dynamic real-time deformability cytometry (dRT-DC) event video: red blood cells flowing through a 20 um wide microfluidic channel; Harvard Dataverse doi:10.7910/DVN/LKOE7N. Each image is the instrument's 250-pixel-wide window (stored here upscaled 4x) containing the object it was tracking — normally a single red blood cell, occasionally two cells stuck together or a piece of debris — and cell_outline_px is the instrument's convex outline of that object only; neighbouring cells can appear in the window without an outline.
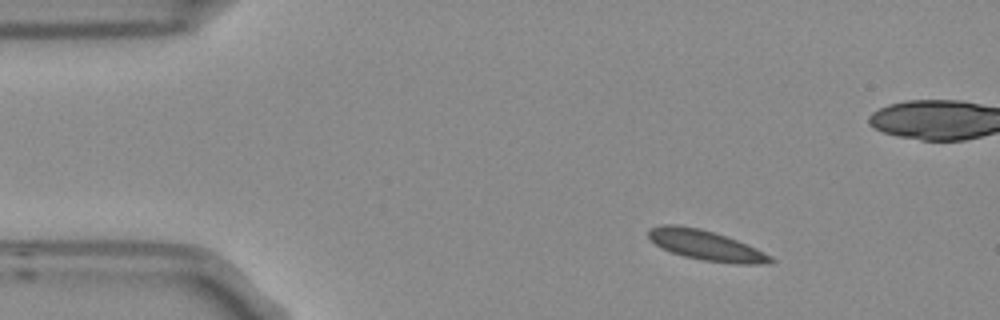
{"species": "Egyptian fruit bat (a non-hibernating species)", "species_latin": "Rousettus aegyptiacus", "temperature_condition": "room temperature", "stored_images_in_passage": 4, "camera_frame_rate_fps": 3000, "um_per_image_px": 0.085, "frame": {"image": 1, "passage_image": 1, "time_ms": 0.0, "image_size_px": [1000, 320], "cell_outline_px": [[776, 260], [768, 264], [736, 264], [704, 260], [684, 256], [660, 248], [648, 240], [648, 228], [660, 224], [676, 224], [700, 228], [736, 240], [756, 248]], "centroid_in_image_um": [59.93, 20.84], "position_along_channel_um": 25.1, "area_um2": 21.39}}